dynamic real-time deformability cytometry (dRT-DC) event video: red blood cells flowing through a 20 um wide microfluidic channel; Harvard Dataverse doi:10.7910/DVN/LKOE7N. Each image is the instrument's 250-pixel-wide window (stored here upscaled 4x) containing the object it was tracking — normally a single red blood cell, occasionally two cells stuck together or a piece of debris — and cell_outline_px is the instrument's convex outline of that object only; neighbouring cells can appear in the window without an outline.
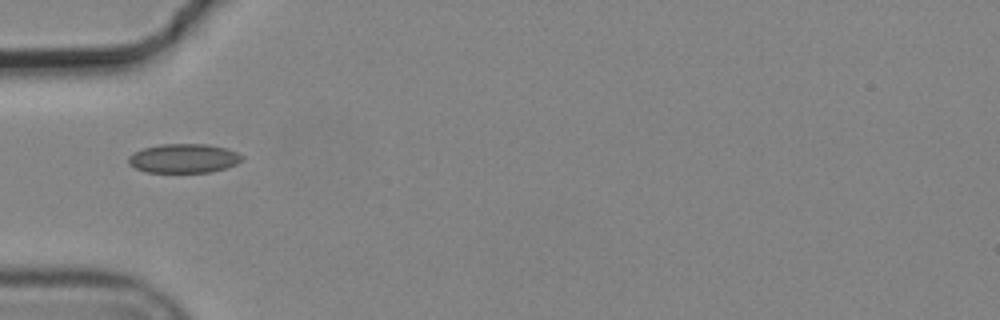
{"species": "common noctule bat (a hibernating species)", "species_latin": "Nyctalus noctula", "temperature_condition": "cold", "stored_images_in_passage": 3, "camera_frame_rate_fps": 3000, "um_per_image_px": 0.085, "animal": {"sex": "male", "body_mass_g": 19.2, "forearm_length_mm": 51.8}, "frame": {"image": 1, "passage_image": 1, "time_ms": 0.0, "image_size_px": [1000, 320], "cell_outline_px": [[244, 160], [236, 164], [212, 172], [144, 172], [128, 164], [128, 156], [132, 152], [144, 148], [160, 144], [208, 144], [224, 148], [236, 152], [244, 156]], "centroid_in_image_um": [15.6, 13.46], "position_along_channel_um": 69.4, "area_um2": 19.36}}
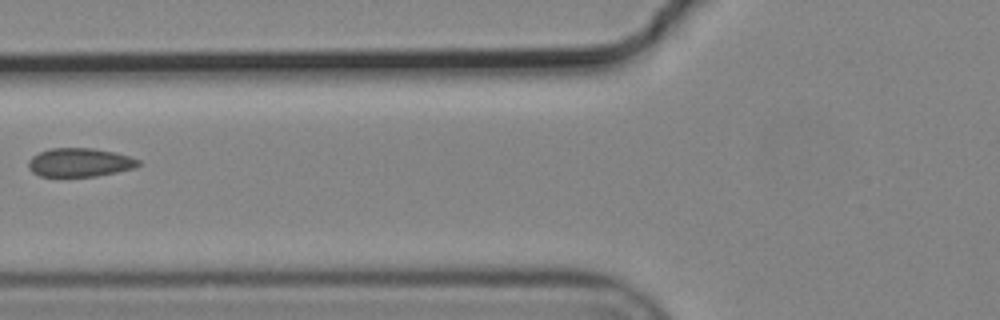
{"frame": {"image": 2, "passage_image": 2, "time_ms": 0.333, "image_size_px": [1000, 320], "cell_outline_px": [[140, 164], [136, 168], [96, 176], [40, 176], [32, 172], [28, 168], [28, 160], [32, 156], [40, 152], [52, 148], [92, 148], [116, 152], [140, 160]], "centroid_in_image_um": [6.78, 13.8], "position_along_channel_um": 119.0, "area_um2": 18.38}}
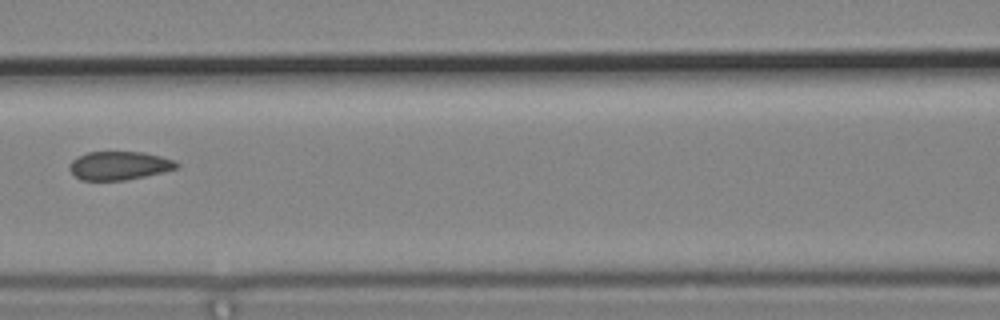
{"frame": {"image": 3, "passage_image": 3, "time_ms": 0.667, "image_size_px": [1000, 320], "cell_outline_px": [[180, 164], [176, 168], [164, 172], [124, 180], [80, 180], [68, 168], [68, 164], [76, 156], [88, 152], [144, 152], [160, 156], [172, 160]], "centroid_in_image_um": [10.09, 14.07], "position_along_channel_um": 156.5, "area_um2": 17.74}}